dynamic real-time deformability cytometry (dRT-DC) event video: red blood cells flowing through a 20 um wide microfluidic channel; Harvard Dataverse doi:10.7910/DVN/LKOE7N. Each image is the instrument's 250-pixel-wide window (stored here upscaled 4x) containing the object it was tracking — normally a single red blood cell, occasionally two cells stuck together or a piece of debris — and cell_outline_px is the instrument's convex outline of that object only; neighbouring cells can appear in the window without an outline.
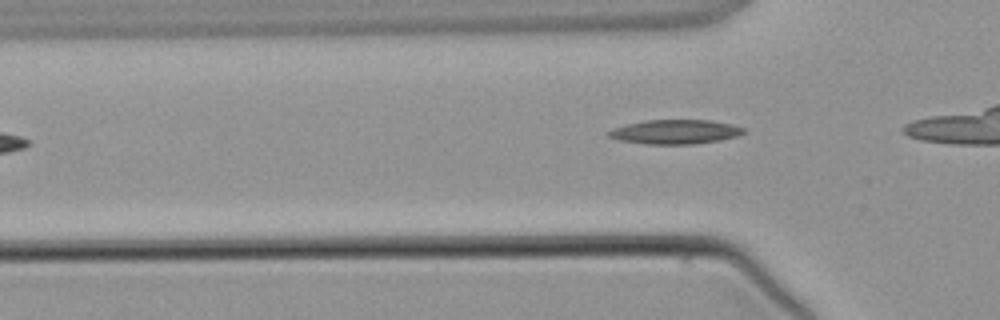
{"species": "common noctule bat (a hibernating species)", "species_latin": "Nyctalus noctula", "temperature_condition": "warm", "stored_images_in_passage": 4, "segment_of_instrument_passage": [2, 2], "camera_frame_rate_fps": 3000, "um_per_image_px": 0.085, "animal": {"sex": "male", "body_mass_g": 21.5, "forearm_length_mm": 52.0}, "frame": {"image": 1, "passage_image": 4, "time_ms": 3.333, "image_size_px": [1000, 320], "cell_outline_px": [[744, 132], [736, 136], [720, 140], [696, 144], [644, 144], [620, 140], [608, 136], [608, 132], [612, 128], [624, 124], [644, 120], [712, 120], [732, 124], [744, 128]], "centroid_in_image_um": [57.37, 11.2], "position_along_channel_um": 68.4, "area_um2": 19.19}}